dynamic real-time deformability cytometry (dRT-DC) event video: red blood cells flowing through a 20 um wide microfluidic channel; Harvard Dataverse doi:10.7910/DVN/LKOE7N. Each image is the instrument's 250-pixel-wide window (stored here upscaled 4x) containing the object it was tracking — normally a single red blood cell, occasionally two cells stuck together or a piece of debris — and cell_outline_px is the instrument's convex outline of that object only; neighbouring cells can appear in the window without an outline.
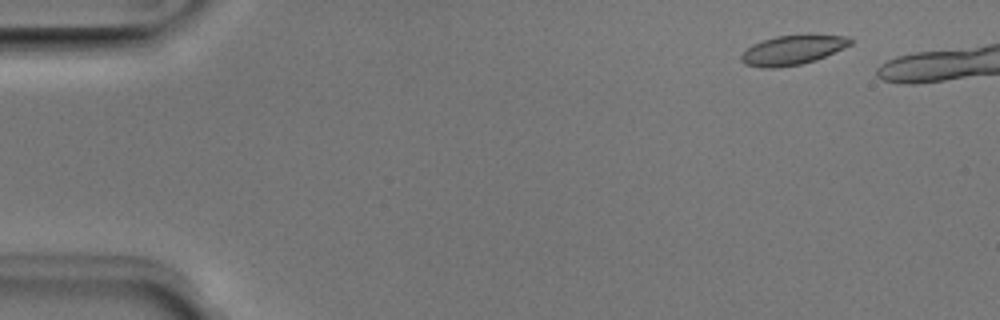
{"species": "Egyptian fruit bat (a non-hibernating species)", "species_latin": "Rousettus aegyptiacus", "temperature_condition": "room temperature", "stored_images_in_passage": 42, "camera_frame_rate_fps": 3000, "um_per_image_px": 0.085, "animal": {"sex": "male"}, "frame": {"image": 1, "passage_image": 5, "time_ms": 1.333, "image_size_px": [1000, 320], "cell_outline_px": [[856, 40], [852, 44], [816, 60], [800, 64], [776, 68], [760, 68], [744, 64], [740, 60], [740, 56], [752, 44], [776, 36], [852, 36]], "centroid_in_image_um": [67.36, 4.27], "position_along_channel_um": 17.6, "area_um2": 18.5}}
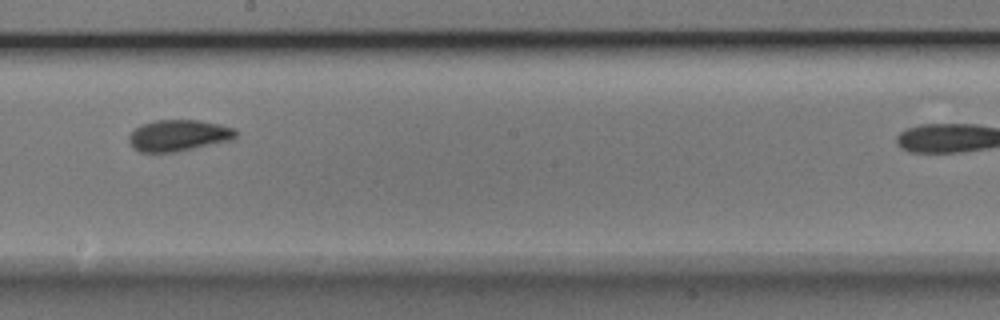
{"frame": {"image": 2, "passage_image": 29, "time_ms": 9.333, "image_size_px": [1000, 320], "cell_outline_px": [[236, 136], [228, 140], [176, 152], [140, 152], [132, 148], [128, 140], [128, 136], [140, 124], [152, 120], [200, 120], [220, 124], [236, 128]], "centroid_in_image_um": [15.12, 11.5], "position_along_channel_um": 233.1, "area_um2": 19.54}}
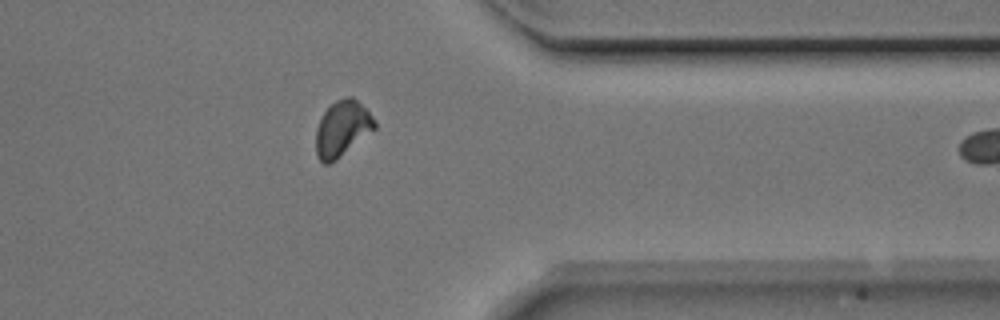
{"frame": {"image": 3, "passage_image": 41, "time_ms": 13.333, "image_size_px": [1000, 320], "cell_outline_px": [[376, 128], [328, 164], [324, 164], [316, 156], [316, 128], [324, 112], [336, 100], [348, 96], [352, 96], [376, 120]], "centroid_in_image_um": [29.07, 10.91], "position_along_channel_um": 382.3, "area_um2": 18.5}}